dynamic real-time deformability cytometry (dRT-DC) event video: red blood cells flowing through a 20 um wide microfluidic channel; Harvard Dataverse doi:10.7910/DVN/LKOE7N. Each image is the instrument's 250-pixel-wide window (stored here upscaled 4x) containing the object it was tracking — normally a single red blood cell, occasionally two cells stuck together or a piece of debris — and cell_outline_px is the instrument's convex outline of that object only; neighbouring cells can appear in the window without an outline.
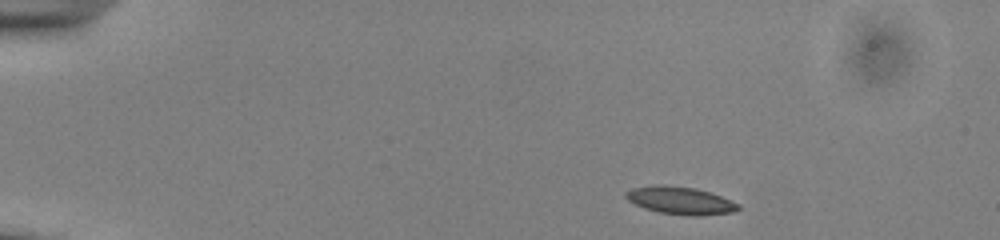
{"species": "common noctule bat (a hibernating species)", "species_latin": "Nyctalus noctula", "temperature_condition": "cold", "stored_images_in_passage": 46, "camera_frame_rate_fps": 3000, "um_per_image_px": 0.085, "animal": {"sex": "male", "body_mass_g": 13.0, "forearm_length_mm": 53.1}, "frame": {"image": 1, "passage_image": 1, "time_ms": 0.0, "image_size_px": [1000, 240], "cell_outline_px": [[740, 208], [736, 212], [700, 216], [692, 216], [660, 212], [644, 208], [628, 200], [624, 196], [624, 192], [632, 188], [660, 184], [696, 188], [732, 200], [740, 204]], "centroid_in_image_um": [57.85, 17.04], "position_along_channel_um": 27.1, "area_um2": 18.15}}
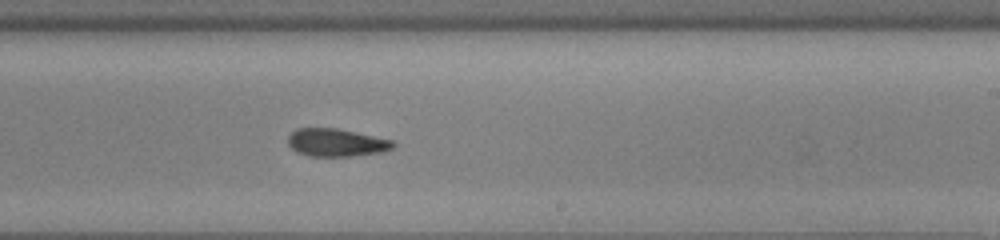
{"frame": {"image": 2, "passage_image": 26, "time_ms": 8.333, "image_size_px": [1000, 240], "cell_outline_px": [[396, 144], [392, 148], [384, 152], [352, 156], [308, 156], [296, 152], [288, 144], [288, 136], [296, 128], [336, 128], [392, 140]], "centroid_in_image_um": [28.57, 12.12], "position_along_channel_um": 260.4, "area_um2": 17.05}}
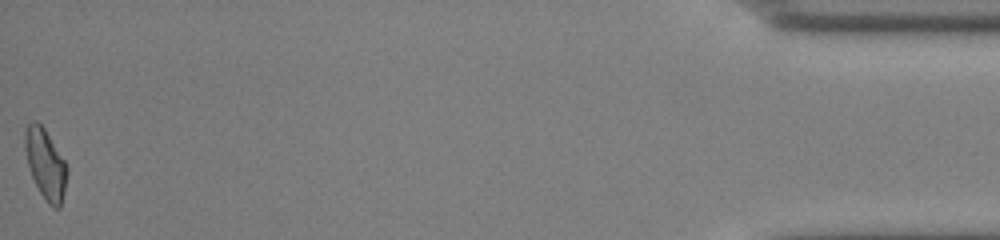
{"frame": {"image": 3, "passage_image": 46, "time_ms": 15.0, "image_size_px": [1000, 240], "cell_outline_px": [[68, 172], [64, 192], [60, 208], [52, 208], [48, 204], [40, 192], [32, 176], [28, 164], [24, 148], [24, 132], [28, 124], [32, 120], [36, 120], [44, 128], [68, 164]], "centroid_in_image_um": [3.88, 13.93], "position_along_channel_um": 431.3, "area_um2": 17.34}, "authors_computed_cell_mechanics": {"area_um2": 17.629, "velocity_mm_per_s": 3.8772, "shape_relaxation_time_tau1_ms": 2.735, "shape_relaxation_time_tau2_ms": 2.7677, "deformation_change_tau1": 0.0838, "deformation_change_tau2": 0.0944}}